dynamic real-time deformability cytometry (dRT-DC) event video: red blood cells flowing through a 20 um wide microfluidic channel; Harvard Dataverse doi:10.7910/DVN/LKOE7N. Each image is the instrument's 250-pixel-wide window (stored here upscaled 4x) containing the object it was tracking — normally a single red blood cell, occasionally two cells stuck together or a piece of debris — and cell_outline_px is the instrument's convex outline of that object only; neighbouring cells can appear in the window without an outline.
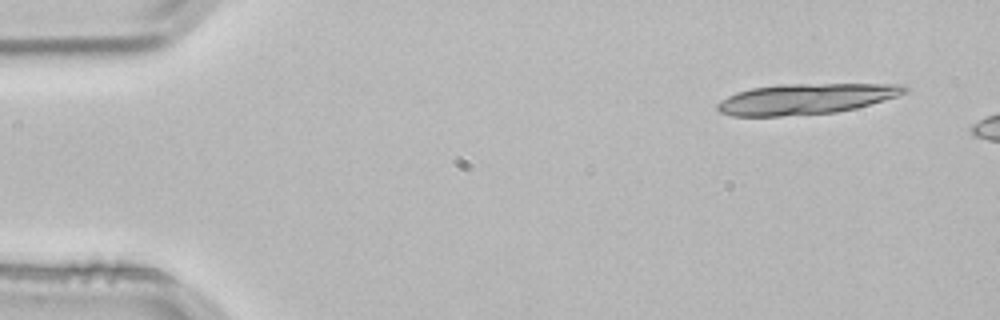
{"species": "common noctule bat (a hibernating species)", "species_latin": "Nyctalus noctula", "temperature_condition": "room temperature", "stored_images_in_passage": 3, "camera_frame_rate_fps": 3000, "um_per_image_px": 0.085, "animal": {"sex": "male", "body_mass_g": 21.5, "forearm_length_mm": 52.0}, "frame": {"image": 1, "passage_image": 1, "time_ms": 0.0, "image_size_px": [1000, 320], "cell_outline_px": [[908, 92], [884, 100], [856, 108], [836, 112], [780, 116], [732, 116], [720, 112], [716, 108], [716, 104], [720, 100], [736, 92], [752, 88], [788, 84], [904, 84], [908, 88]], "centroid_in_image_um": [68.49, 8.4], "position_along_channel_um": 16.5, "area_um2": 33.29}}